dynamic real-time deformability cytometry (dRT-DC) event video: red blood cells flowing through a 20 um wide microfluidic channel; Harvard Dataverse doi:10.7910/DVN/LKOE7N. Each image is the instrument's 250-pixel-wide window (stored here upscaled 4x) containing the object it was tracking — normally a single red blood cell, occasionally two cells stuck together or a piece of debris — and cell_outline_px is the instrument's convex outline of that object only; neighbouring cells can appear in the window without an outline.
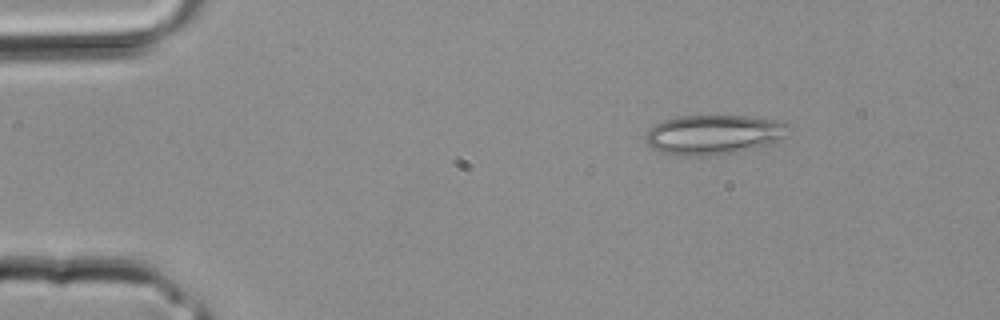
{"species": "common noctule bat (a hibernating species)", "species_latin": "Nyctalus noctula", "temperature_condition": "room temperature", "stored_images_in_passage": 2, "camera_frame_rate_fps": 3000, "um_per_image_px": 0.085, "animal": {"sex": "male", "body_mass_g": 20.4}, "frame": {"image": 1, "passage_image": 1, "time_ms": 0.0, "image_size_px": [1000, 320], "cell_outline_px": [[792, 128], [780, 140], [772, 144], [736, 152], [708, 156], [684, 156], [660, 152], [652, 148], [648, 144], [648, 128], [664, 120], [684, 116], [744, 116], [776, 120], [788, 124]], "centroid_in_image_um": [60.71, 11.45], "position_along_channel_um": 24.3, "area_um2": 32.95}}